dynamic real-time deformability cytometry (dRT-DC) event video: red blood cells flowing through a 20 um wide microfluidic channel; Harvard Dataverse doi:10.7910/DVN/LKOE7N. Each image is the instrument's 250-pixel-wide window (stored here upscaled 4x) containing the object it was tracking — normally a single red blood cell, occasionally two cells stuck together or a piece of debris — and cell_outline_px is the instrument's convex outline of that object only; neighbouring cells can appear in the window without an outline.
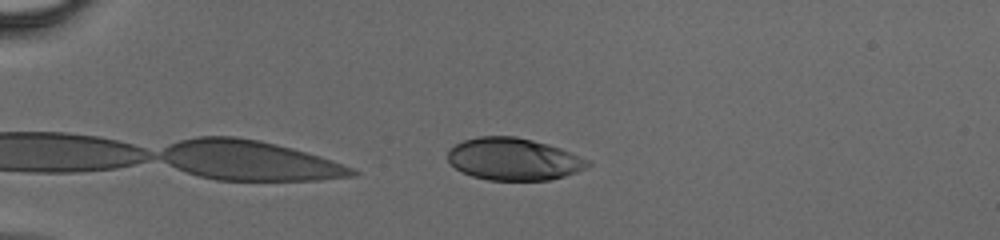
{"species": "human", "species_latin": "Homo sapiens", "temperature_condition": "cold", "stored_images_in_passage": 32, "camera_frame_rate_fps": 3000, "um_per_image_px": 0.085, "donor": {"sex": "male"}, "frame": {"image": 1, "passage_image": 1, "time_ms": 0.0, "image_size_px": [1000, 240], "cell_outline_px": [[592, 164], [588, 168], [564, 176], [548, 180], [488, 180], [472, 176], [456, 168], [448, 160], [448, 152], [456, 144], [464, 140], [480, 136], [516, 136], [548, 144], [560, 148], [588, 160]], "centroid_in_image_um": [43.67, 13.53], "position_along_channel_um": 41.3, "area_um2": 34.22}}
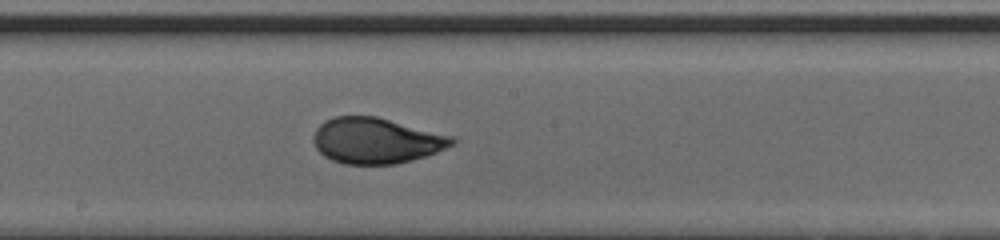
{"frame": {"image": 2, "passage_image": 16, "time_ms": 5.0, "image_size_px": [1000, 240], "cell_outline_px": [[456, 144], [448, 148], [412, 160], [396, 164], [344, 164], [332, 160], [324, 156], [316, 148], [312, 140], [316, 128], [324, 120], [336, 116], [376, 116], [452, 136], [456, 140]], "centroid_in_image_um": [31.96, 11.95], "position_along_channel_um": 216.2, "area_um2": 36.99}}
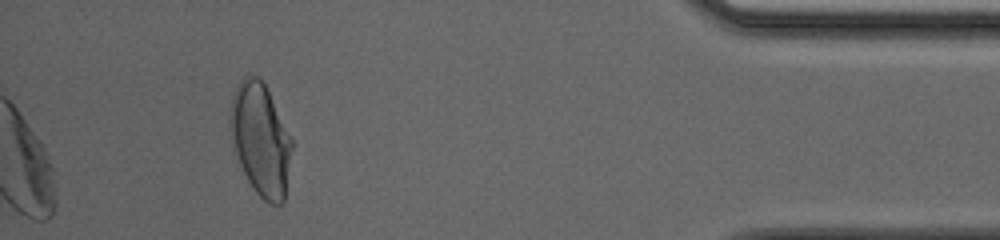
{"frame": {"image": 3, "passage_image": 32, "time_ms": 10.333, "image_size_px": [1000, 240], "cell_outline_px": [[296, 144], [284, 200], [280, 204], [272, 204], [264, 200], [256, 192], [248, 180], [232, 148], [228, 124], [228, 120], [232, 96], [240, 80], [248, 72], [256, 76], [264, 84]], "centroid_in_image_um": [22.17, 11.85], "position_along_channel_um": 413.0, "area_um2": 41.33}}